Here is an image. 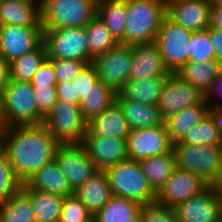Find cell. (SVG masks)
Returning a JSON list of instances; mask_svg holds the SVG:
<instances>
[{"label": "cell", "instance_id": "7", "mask_svg": "<svg viewBox=\"0 0 222 222\" xmlns=\"http://www.w3.org/2000/svg\"><path fill=\"white\" fill-rule=\"evenodd\" d=\"M43 43L48 59H72L93 62L85 27L43 30Z\"/></svg>", "mask_w": 222, "mask_h": 222}, {"label": "cell", "instance_id": "13", "mask_svg": "<svg viewBox=\"0 0 222 222\" xmlns=\"http://www.w3.org/2000/svg\"><path fill=\"white\" fill-rule=\"evenodd\" d=\"M129 159L140 161L172 151V142L165 124L141 129H131L127 137Z\"/></svg>", "mask_w": 222, "mask_h": 222}, {"label": "cell", "instance_id": "55", "mask_svg": "<svg viewBox=\"0 0 222 222\" xmlns=\"http://www.w3.org/2000/svg\"><path fill=\"white\" fill-rule=\"evenodd\" d=\"M25 1L36 2V3H41L42 2V0H25Z\"/></svg>", "mask_w": 222, "mask_h": 222}, {"label": "cell", "instance_id": "26", "mask_svg": "<svg viewBox=\"0 0 222 222\" xmlns=\"http://www.w3.org/2000/svg\"><path fill=\"white\" fill-rule=\"evenodd\" d=\"M166 78L167 76H147L142 79H129L119 93L125 99L158 105Z\"/></svg>", "mask_w": 222, "mask_h": 222}, {"label": "cell", "instance_id": "30", "mask_svg": "<svg viewBox=\"0 0 222 222\" xmlns=\"http://www.w3.org/2000/svg\"><path fill=\"white\" fill-rule=\"evenodd\" d=\"M141 204L112 195L104 207L92 216V222H129L140 214Z\"/></svg>", "mask_w": 222, "mask_h": 222}, {"label": "cell", "instance_id": "31", "mask_svg": "<svg viewBox=\"0 0 222 222\" xmlns=\"http://www.w3.org/2000/svg\"><path fill=\"white\" fill-rule=\"evenodd\" d=\"M148 183L157 193L176 169L173 151L139 161Z\"/></svg>", "mask_w": 222, "mask_h": 222}, {"label": "cell", "instance_id": "43", "mask_svg": "<svg viewBox=\"0 0 222 222\" xmlns=\"http://www.w3.org/2000/svg\"><path fill=\"white\" fill-rule=\"evenodd\" d=\"M39 112L45 117L57 101L56 86H32Z\"/></svg>", "mask_w": 222, "mask_h": 222}, {"label": "cell", "instance_id": "45", "mask_svg": "<svg viewBox=\"0 0 222 222\" xmlns=\"http://www.w3.org/2000/svg\"><path fill=\"white\" fill-rule=\"evenodd\" d=\"M219 97V98H217ZM222 99V70L211 84L210 89L205 93L204 100L209 109L219 107ZM219 100V101H218Z\"/></svg>", "mask_w": 222, "mask_h": 222}, {"label": "cell", "instance_id": "24", "mask_svg": "<svg viewBox=\"0 0 222 222\" xmlns=\"http://www.w3.org/2000/svg\"><path fill=\"white\" fill-rule=\"evenodd\" d=\"M116 102L119 104L130 129L151 128L164 124L158 105H148L125 99L120 93H117Z\"/></svg>", "mask_w": 222, "mask_h": 222}, {"label": "cell", "instance_id": "9", "mask_svg": "<svg viewBox=\"0 0 222 222\" xmlns=\"http://www.w3.org/2000/svg\"><path fill=\"white\" fill-rule=\"evenodd\" d=\"M192 31L175 24L167 16L163 19L155 42L165 67L170 73L177 72L188 62L189 41Z\"/></svg>", "mask_w": 222, "mask_h": 222}, {"label": "cell", "instance_id": "6", "mask_svg": "<svg viewBox=\"0 0 222 222\" xmlns=\"http://www.w3.org/2000/svg\"><path fill=\"white\" fill-rule=\"evenodd\" d=\"M87 122L79 105L64 100H57L43 120L47 130L60 143H82Z\"/></svg>", "mask_w": 222, "mask_h": 222}, {"label": "cell", "instance_id": "46", "mask_svg": "<svg viewBox=\"0 0 222 222\" xmlns=\"http://www.w3.org/2000/svg\"><path fill=\"white\" fill-rule=\"evenodd\" d=\"M57 87V100L68 101L69 103L79 105V97H75L74 84L72 82H62L56 85Z\"/></svg>", "mask_w": 222, "mask_h": 222}, {"label": "cell", "instance_id": "34", "mask_svg": "<svg viewBox=\"0 0 222 222\" xmlns=\"http://www.w3.org/2000/svg\"><path fill=\"white\" fill-rule=\"evenodd\" d=\"M0 222H35L30 197L22 189L0 206Z\"/></svg>", "mask_w": 222, "mask_h": 222}, {"label": "cell", "instance_id": "42", "mask_svg": "<svg viewBox=\"0 0 222 222\" xmlns=\"http://www.w3.org/2000/svg\"><path fill=\"white\" fill-rule=\"evenodd\" d=\"M97 81V71L94 64L92 62L86 64L72 81L74 84L75 97H79L81 100Z\"/></svg>", "mask_w": 222, "mask_h": 222}, {"label": "cell", "instance_id": "53", "mask_svg": "<svg viewBox=\"0 0 222 222\" xmlns=\"http://www.w3.org/2000/svg\"><path fill=\"white\" fill-rule=\"evenodd\" d=\"M129 222H143V221H142V218H141V216H140V214H139L135 219H132V220L129 221Z\"/></svg>", "mask_w": 222, "mask_h": 222}, {"label": "cell", "instance_id": "12", "mask_svg": "<svg viewBox=\"0 0 222 222\" xmlns=\"http://www.w3.org/2000/svg\"><path fill=\"white\" fill-rule=\"evenodd\" d=\"M42 42V26L0 25V54L8 63L33 51Z\"/></svg>", "mask_w": 222, "mask_h": 222}, {"label": "cell", "instance_id": "15", "mask_svg": "<svg viewBox=\"0 0 222 222\" xmlns=\"http://www.w3.org/2000/svg\"><path fill=\"white\" fill-rule=\"evenodd\" d=\"M208 187L209 184L197 174L176 167L171 177L156 193V201L175 208L189 198L201 194Z\"/></svg>", "mask_w": 222, "mask_h": 222}, {"label": "cell", "instance_id": "35", "mask_svg": "<svg viewBox=\"0 0 222 222\" xmlns=\"http://www.w3.org/2000/svg\"><path fill=\"white\" fill-rule=\"evenodd\" d=\"M47 59L42 42L36 49L10 63V80L30 82L35 72Z\"/></svg>", "mask_w": 222, "mask_h": 222}, {"label": "cell", "instance_id": "54", "mask_svg": "<svg viewBox=\"0 0 222 222\" xmlns=\"http://www.w3.org/2000/svg\"><path fill=\"white\" fill-rule=\"evenodd\" d=\"M4 130V127H3V124H2V121H1V117H0V134L1 132Z\"/></svg>", "mask_w": 222, "mask_h": 222}, {"label": "cell", "instance_id": "37", "mask_svg": "<svg viewBox=\"0 0 222 222\" xmlns=\"http://www.w3.org/2000/svg\"><path fill=\"white\" fill-rule=\"evenodd\" d=\"M188 62L215 60V53L207 29L192 33L188 48Z\"/></svg>", "mask_w": 222, "mask_h": 222}, {"label": "cell", "instance_id": "2", "mask_svg": "<svg viewBox=\"0 0 222 222\" xmlns=\"http://www.w3.org/2000/svg\"><path fill=\"white\" fill-rule=\"evenodd\" d=\"M0 117L4 128L43 124L30 82L9 80L0 93Z\"/></svg>", "mask_w": 222, "mask_h": 222}, {"label": "cell", "instance_id": "51", "mask_svg": "<svg viewBox=\"0 0 222 222\" xmlns=\"http://www.w3.org/2000/svg\"><path fill=\"white\" fill-rule=\"evenodd\" d=\"M209 114L215 122L219 134L222 136V101L220 102L219 107L209 109Z\"/></svg>", "mask_w": 222, "mask_h": 222}, {"label": "cell", "instance_id": "25", "mask_svg": "<svg viewBox=\"0 0 222 222\" xmlns=\"http://www.w3.org/2000/svg\"><path fill=\"white\" fill-rule=\"evenodd\" d=\"M25 184L30 189L53 193L62 197L74 194L55 159L31 176Z\"/></svg>", "mask_w": 222, "mask_h": 222}, {"label": "cell", "instance_id": "4", "mask_svg": "<svg viewBox=\"0 0 222 222\" xmlns=\"http://www.w3.org/2000/svg\"><path fill=\"white\" fill-rule=\"evenodd\" d=\"M98 0H42L43 30L85 27L97 15Z\"/></svg>", "mask_w": 222, "mask_h": 222}, {"label": "cell", "instance_id": "44", "mask_svg": "<svg viewBox=\"0 0 222 222\" xmlns=\"http://www.w3.org/2000/svg\"><path fill=\"white\" fill-rule=\"evenodd\" d=\"M32 86H56V76L52 62L47 58L33 75Z\"/></svg>", "mask_w": 222, "mask_h": 222}, {"label": "cell", "instance_id": "28", "mask_svg": "<svg viewBox=\"0 0 222 222\" xmlns=\"http://www.w3.org/2000/svg\"><path fill=\"white\" fill-rule=\"evenodd\" d=\"M22 190L30 197L35 222H59L64 197L30 189L25 183Z\"/></svg>", "mask_w": 222, "mask_h": 222}, {"label": "cell", "instance_id": "36", "mask_svg": "<svg viewBox=\"0 0 222 222\" xmlns=\"http://www.w3.org/2000/svg\"><path fill=\"white\" fill-rule=\"evenodd\" d=\"M187 145H217L222 143V136L219 134L215 122L208 114L198 125L187 132L185 137L180 141Z\"/></svg>", "mask_w": 222, "mask_h": 222}, {"label": "cell", "instance_id": "3", "mask_svg": "<svg viewBox=\"0 0 222 222\" xmlns=\"http://www.w3.org/2000/svg\"><path fill=\"white\" fill-rule=\"evenodd\" d=\"M166 12L167 0H128L124 44L133 46L155 41Z\"/></svg>", "mask_w": 222, "mask_h": 222}, {"label": "cell", "instance_id": "18", "mask_svg": "<svg viewBox=\"0 0 222 222\" xmlns=\"http://www.w3.org/2000/svg\"><path fill=\"white\" fill-rule=\"evenodd\" d=\"M83 145L90 159L100 170L129 159L127 140L105 136L85 135Z\"/></svg>", "mask_w": 222, "mask_h": 222}, {"label": "cell", "instance_id": "21", "mask_svg": "<svg viewBox=\"0 0 222 222\" xmlns=\"http://www.w3.org/2000/svg\"><path fill=\"white\" fill-rule=\"evenodd\" d=\"M74 194L86 206L93 216L109 201L112 196L108 176L105 170L97 172L82 184Z\"/></svg>", "mask_w": 222, "mask_h": 222}, {"label": "cell", "instance_id": "49", "mask_svg": "<svg viewBox=\"0 0 222 222\" xmlns=\"http://www.w3.org/2000/svg\"><path fill=\"white\" fill-rule=\"evenodd\" d=\"M210 27L222 31V7L211 8Z\"/></svg>", "mask_w": 222, "mask_h": 222}, {"label": "cell", "instance_id": "38", "mask_svg": "<svg viewBox=\"0 0 222 222\" xmlns=\"http://www.w3.org/2000/svg\"><path fill=\"white\" fill-rule=\"evenodd\" d=\"M23 183L15 174L6 155L0 150V206L22 189Z\"/></svg>", "mask_w": 222, "mask_h": 222}, {"label": "cell", "instance_id": "8", "mask_svg": "<svg viewBox=\"0 0 222 222\" xmlns=\"http://www.w3.org/2000/svg\"><path fill=\"white\" fill-rule=\"evenodd\" d=\"M172 151L177 168L197 174L209 185L212 183L220 162V146L176 142Z\"/></svg>", "mask_w": 222, "mask_h": 222}, {"label": "cell", "instance_id": "47", "mask_svg": "<svg viewBox=\"0 0 222 222\" xmlns=\"http://www.w3.org/2000/svg\"><path fill=\"white\" fill-rule=\"evenodd\" d=\"M207 30L215 53V60L222 63V31L213 27H209Z\"/></svg>", "mask_w": 222, "mask_h": 222}, {"label": "cell", "instance_id": "32", "mask_svg": "<svg viewBox=\"0 0 222 222\" xmlns=\"http://www.w3.org/2000/svg\"><path fill=\"white\" fill-rule=\"evenodd\" d=\"M116 96L117 93L112 88L98 80L81 99L79 104L81 113L88 121L116 102Z\"/></svg>", "mask_w": 222, "mask_h": 222}, {"label": "cell", "instance_id": "17", "mask_svg": "<svg viewBox=\"0 0 222 222\" xmlns=\"http://www.w3.org/2000/svg\"><path fill=\"white\" fill-rule=\"evenodd\" d=\"M166 16L175 24L192 32L210 27L209 0H167Z\"/></svg>", "mask_w": 222, "mask_h": 222}, {"label": "cell", "instance_id": "48", "mask_svg": "<svg viewBox=\"0 0 222 222\" xmlns=\"http://www.w3.org/2000/svg\"><path fill=\"white\" fill-rule=\"evenodd\" d=\"M10 80V63L0 57V93Z\"/></svg>", "mask_w": 222, "mask_h": 222}, {"label": "cell", "instance_id": "5", "mask_svg": "<svg viewBox=\"0 0 222 222\" xmlns=\"http://www.w3.org/2000/svg\"><path fill=\"white\" fill-rule=\"evenodd\" d=\"M112 195L141 205L156 200V192L145 177L139 161L126 159L105 169Z\"/></svg>", "mask_w": 222, "mask_h": 222}, {"label": "cell", "instance_id": "29", "mask_svg": "<svg viewBox=\"0 0 222 222\" xmlns=\"http://www.w3.org/2000/svg\"><path fill=\"white\" fill-rule=\"evenodd\" d=\"M128 0H98L97 16L119 43L124 44Z\"/></svg>", "mask_w": 222, "mask_h": 222}, {"label": "cell", "instance_id": "16", "mask_svg": "<svg viewBox=\"0 0 222 222\" xmlns=\"http://www.w3.org/2000/svg\"><path fill=\"white\" fill-rule=\"evenodd\" d=\"M178 222H218L222 218V194L208 187L174 208Z\"/></svg>", "mask_w": 222, "mask_h": 222}, {"label": "cell", "instance_id": "23", "mask_svg": "<svg viewBox=\"0 0 222 222\" xmlns=\"http://www.w3.org/2000/svg\"><path fill=\"white\" fill-rule=\"evenodd\" d=\"M209 114V107L203 99L199 104L189 106L166 118L164 124L172 144L180 142L193 126L198 125Z\"/></svg>", "mask_w": 222, "mask_h": 222}, {"label": "cell", "instance_id": "52", "mask_svg": "<svg viewBox=\"0 0 222 222\" xmlns=\"http://www.w3.org/2000/svg\"><path fill=\"white\" fill-rule=\"evenodd\" d=\"M211 8L222 7V0H209Z\"/></svg>", "mask_w": 222, "mask_h": 222}, {"label": "cell", "instance_id": "11", "mask_svg": "<svg viewBox=\"0 0 222 222\" xmlns=\"http://www.w3.org/2000/svg\"><path fill=\"white\" fill-rule=\"evenodd\" d=\"M132 46L118 43L105 54L93 59L98 80L119 93L129 80Z\"/></svg>", "mask_w": 222, "mask_h": 222}, {"label": "cell", "instance_id": "14", "mask_svg": "<svg viewBox=\"0 0 222 222\" xmlns=\"http://www.w3.org/2000/svg\"><path fill=\"white\" fill-rule=\"evenodd\" d=\"M204 95L177 73H170L160 93L158 109L165 120L189 106L199 104Z\"/></svg>", "mask_w": 222, "mask_h": 222}, {"label": "cell", "instance_id": "22", "mask_svg": "<svg viewBox=\"0 0 222 222\" xmlns=\"http://www.w3.org/2000/svg\"><path fill=\"white\" fill-rule=\"evenodd\" d=\"M41 3L0 0V25L41 26Z\"/></svg>", "mask_w": 222, "mask_h": 222}, {"label": "cell", "instance_id": "39", "mask_svg": "<svg viewBox=\"0 0 222 222\" xmlns=\"http://www.w3.org/2000/svg\"><path fill=\"white\" fill-rule=\"evenodd\" d=\"M59 222H92V215L75 195L65 196Z\"/></svg>", "mask_w": 222, "mask_h": 222}, {"label": "cell", "instance_id": "19", "mask_svg": "<svg viewBox=\"0 0 222 222\" xmlns=\"http://www.w3.org/2000/svg\"><path fill=\"white\" fill-rule=\"evenodd\" d=\"M159 48L155 41L132 46L129 79H142L147 76H168Z\"/></svg>", "mask_w": 222, "mask_h": 222}, {"label": "cell", "instance_id": "41", "mask_svg": "<svg viewBox=\"0 0 222 222\" xmlns=\"http://www.w3.org/2000/svg\"><path fill=\"white\" fill-rule=\"evenodd\" d=\"M54 68L56 82H72L87 64L85 61L72 59H49Z\"/></svg>", "mask_w": 222, "mask_h": 222}, {"label": "cell", "instance_id": "33", "mask_svg": "<svg viewBox=\"0 0 222 222\" xmlns=\"http://www.w3.org/2000/svg\"><path fill=\"white\" fill-rule=\"evenodd\" d=\"M85 31L88 50L93 59L105 54L119 43L97 15L85 26Z\"/></svg>", "mask_w": 222, "mask_h": 222}, {"label": "cell", "instance_id": "27", "mask_svg": "<svg viewBox=\"0 0 222 222\" xmlns=\"http://www.w3.org/2000/svg\"><path fill=\"white\" fill-rule=\"evenodd\" d=\"M221 70L222 63L212 60L204 62H187L175 73L205 95Z\"/></svg>", "mask_w": 222, "mask_h": 222}, {"label": "cell", "instance_id": "20", "mask_svg": "<svg viewBox=\"0 0 222 222\" xmlns=\"http://www.w3.org/2000/svg\"><path fill=\"white\" fill-rule=\"evenodd\" d=\"M130 130L119 104L114 102L103 112L88 120L86 135L126 140Z\"/></svg>", "mask_w": 222, "mask_h": 222}, {"label": "cell", "instance_id": "10", "mask_svg": "<svg viewBox=\"0 0 222 222\" xmlns=\"http://www.w3.org/2000/svg\"><path fill=\"white\" fill-rule=\"evenodd\" d=\"M54 159L67 178L68 185L73 192L98 170L88 156L83 143H60Z\"/></svg>", "mask_w": 222, "mask_h": 222}, {"label": "cell", "instance_id": "1", "mask_svg": "<svg viewBox=\"0 0 222 222\" xmlns=\"http://www.w3.org/2000/svg\"><path fill=\"white\" fill-rule=\"evenodd\" d=\"M59 144L44 124L10 126L0 134V150L23 184L54 160Z\"/></svg>", "mask_w": 222, "mask_h": 222}, {"label": "cell", "instance_id": "40", "mask_svg": "<svg viewBox=\"0 0 222 222\" xmlns=\"http://www.w3.org/2000/svg\"><path fill=\"white\" fill-rule=\"evenodd\" d=\"M143 222H178L174 208L161 205L156 200L141 206Z\"/></svg>", "mask_w": 222, "mask_h": 222}, {"label": "cell", "instance_id": "50", "mask_svg": "<svg viewBox=\"0 0 222 222\" xmlns=\"http://www.w3.org/2000/svg\"><path fill=\"white\" fill-rule=\"evenodd\" d=\"M219 146H220V162L216 175L209 186L222 194V143Z\"/></svg>", "mask_w": 222, "mask_h": 222}]
</instances>
